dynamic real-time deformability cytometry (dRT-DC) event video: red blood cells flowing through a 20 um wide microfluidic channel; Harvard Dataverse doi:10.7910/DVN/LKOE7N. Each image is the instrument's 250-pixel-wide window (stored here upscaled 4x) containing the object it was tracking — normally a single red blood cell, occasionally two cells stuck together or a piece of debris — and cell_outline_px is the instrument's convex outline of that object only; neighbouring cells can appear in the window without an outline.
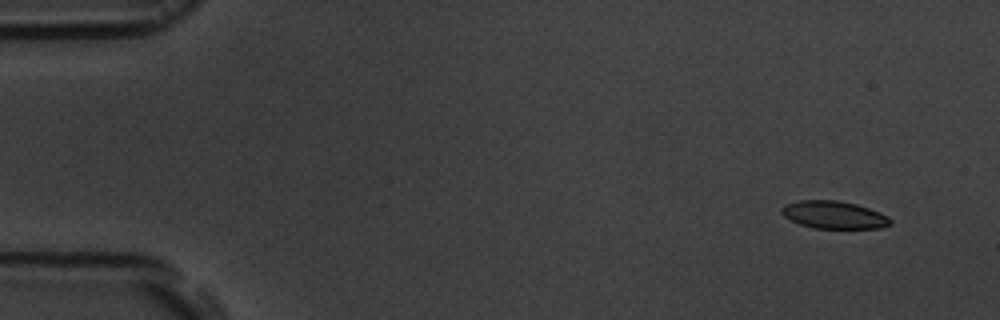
{"species": "common noctule bat (a hibernating species)", "species_latin": "Nyctalus noctula", "temperature_condition": "room temperature", "stored_images_in_passage": 5, "camera_frame_rate_fps": 3000, "um_per_image_px": 0.085, "animal": {"sex": "male", "body_mass_g": 19.5, "forearm_length_mm": 54.6}, "frame": {"image": 1, "passage_image": 1, "time_ms": 0.0, "image_size_px": [1000, 320], "cell_outline_px": [[892, 224], [884, 228], [812, 228], [800, 224], [784, 216], [780, 212], [780, 208], [784, 204], [800, 200], [836, 200], [856, 204], [880, 212], [888, 216], [892, 220]], "centroid_in_image_um": [70.89, 18.26], "position_along_channel_um": 14.1, "area_um2": 17.63}}
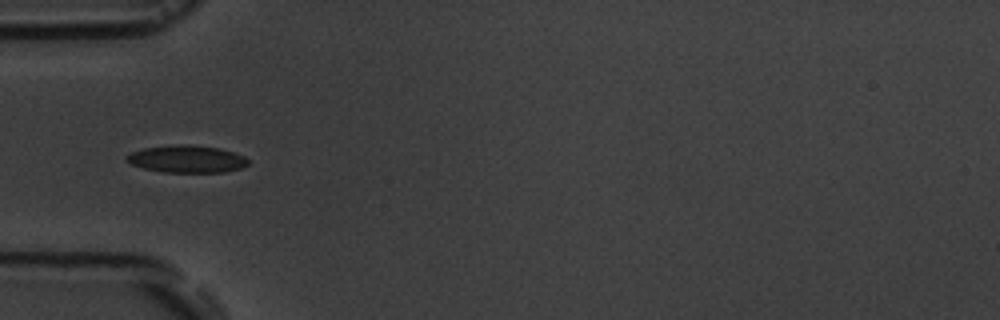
{"frame": {"image": 2, "passage_image": 4, "time_ms": 4.667, "image_size_px": [1000, 320], "cell_outline_px": [[248, 164], [240, 168], [224, 172], [164, 172], [144, 168], [128, 164], [124, 160], [124, 156], [132, 152], [144, 148], [176, 144], [188, 144], [220, 148], [244, 156], [248, 160]], "centroid_in_image_um": [15.82, 13.51], "position_along_channel_um": 69.2, "area_um2": 19.42}}
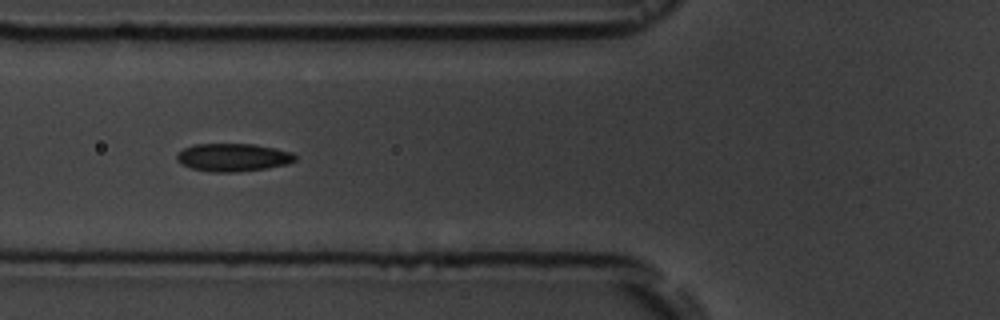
{"frame": {"image": 3, "passage_image": 5, "time_ms": 5.667, "image_size_px": [1000, 320], "cell_outline_px": [[296, 160], [288, 164], [264, 168], [236, 172], [208, 172], [192, 168], [180, 164], [176, 160], [176, 152], [192, 144], [252, 144], [276, 148], [292, 152], [296, 156]], "centroid_in_image_um": [19.76, 13.37], "position_along_channel_um": 106.0, "area_um2": 19.42}}